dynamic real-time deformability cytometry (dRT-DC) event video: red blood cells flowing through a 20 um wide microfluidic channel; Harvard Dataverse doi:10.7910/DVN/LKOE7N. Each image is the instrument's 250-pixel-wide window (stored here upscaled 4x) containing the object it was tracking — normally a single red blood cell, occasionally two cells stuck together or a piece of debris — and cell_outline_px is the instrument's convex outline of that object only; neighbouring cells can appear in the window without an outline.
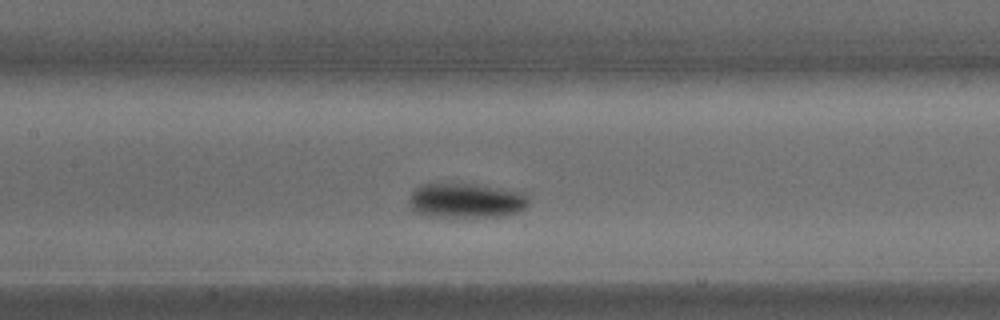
{"species": "common noctule bat (a hibernating species)", "species_latin": "Nyctalus noctula", "temperature_condition": "warm", "stored_images_in_passage": 27, "camera_frame_rate_fps": 3000, "um_per_image_px": 0.085, "animal": {"sex": "male", "body_mass_g": 15.6}, "frame": {"image": 1, "passage_image": 12, "time_ms": 3.667, "image_size_px": [1000, 320], "cell_outline_px": [[532, 200], [524, 208], [516, 212], [500, 216], [428, 216], [416, 212], [408, 204], [408, 200], [412, 192], [420, 184], [468, 184], [524, 192]], "centroid_in_image_um": [39.61, 17.04], "position_along_channel_um": 167.8, "area_um2": 23.87}}
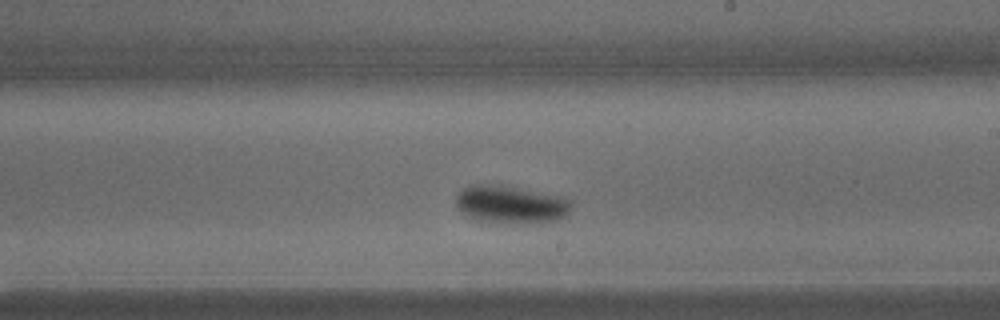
{"frame": {"image": 2, "passage_image": 16, "time_ms": 5.0, "image_size_px": [1000, 320], "cell_outline_px": [[572, 204], [568, 212], [564, 216], [556, 220], [520, 224], [476, 220], [468, 216], [456, 204], [456, 196], [464, 188], [472, 184], [488, 184], [516, 188], [564, 196]], "centroid_in_image_um": [43.42, 17.38], "position_along_channel_um": 245.6, "area_um2": 25.03}}
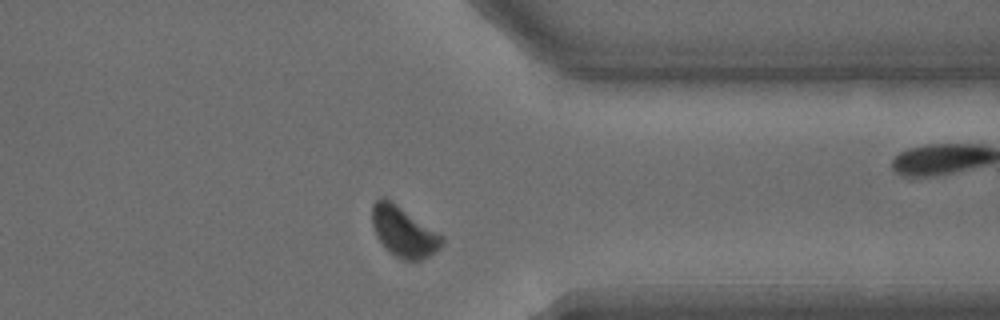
{"frame": {"image": 3, "passage_image": 23, "time_ms": 7.333, "image_size_px": [1000, 320], "cell_outline_px": [[444, 240], [440, 248], [428, 256], [420, 260], [404, 260], [388, 252], [384, 248], [376, 236], [372, 224], [372, 204], [380, 196], [384, 196], [444, 236]], "centroid_in_image_um": [34.28, 19.69], "position_along_channel_um": 377.1, "area_um2": 20.46}}